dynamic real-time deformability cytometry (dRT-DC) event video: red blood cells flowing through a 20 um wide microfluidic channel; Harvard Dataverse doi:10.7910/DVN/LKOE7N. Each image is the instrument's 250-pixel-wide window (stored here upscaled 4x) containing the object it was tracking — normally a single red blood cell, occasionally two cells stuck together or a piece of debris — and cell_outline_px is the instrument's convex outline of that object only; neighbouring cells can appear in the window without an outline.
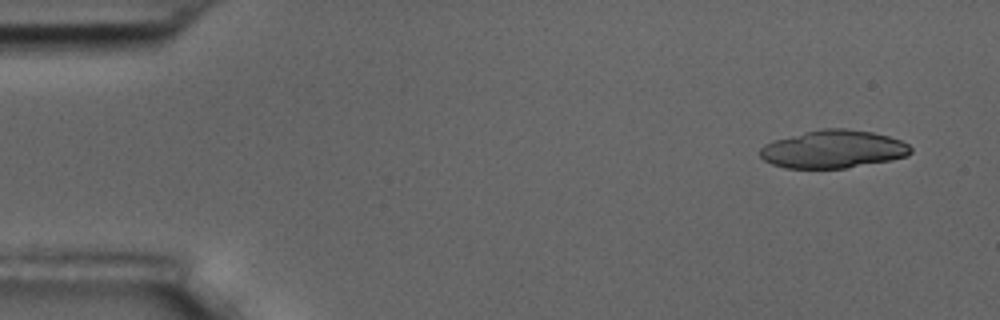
{"species": "common noctule bat (a hibernating species)", "species_latin": "Nyctalus noctula", "temperature_condition": "room temperature", "stored_images_in_passage": 7, "camera_frame_rate_fps": 3000, "um_per_image_px": 0.085, "animal": {"sex": "male", "body_mass_g": 17.5, "forearm_length_mm": 52.3}, "frame": {"image": 1, "passage_image": 1, "time_ms": 0.0, "image_size_px": [1000, 320], "cell_outline_px": [[912, 152], [908, 156], [892, 160], [844, 168], [784, 168], [772, 164], [764, 160], [756, 152], [764, 144], [776, 140], [824, 128], [844, 128], [872, 132], [888, 136], [900, 140], [908, 144], [912, 148]], "centroid_in_image_um": [70.83, 12.69], "position_along_channel_um": 14.2, "area_um2": 33.18}}